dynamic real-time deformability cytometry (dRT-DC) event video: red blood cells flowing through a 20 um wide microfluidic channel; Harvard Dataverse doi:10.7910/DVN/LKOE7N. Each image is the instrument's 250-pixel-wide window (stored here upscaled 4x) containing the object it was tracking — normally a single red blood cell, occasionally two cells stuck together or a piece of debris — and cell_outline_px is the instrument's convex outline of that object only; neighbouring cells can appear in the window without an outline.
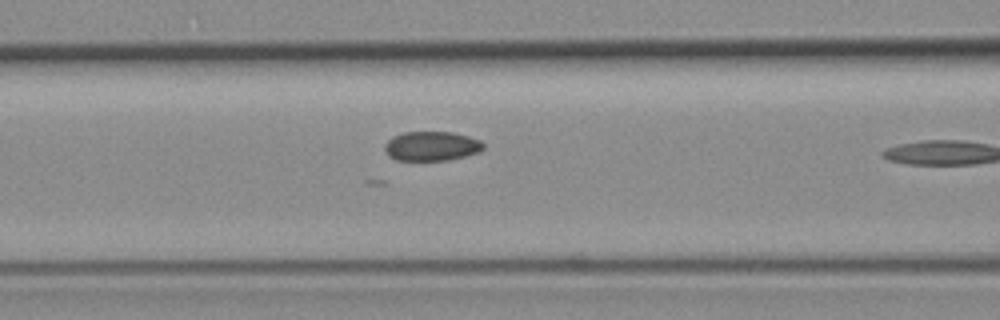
{"species": "common noctule bat (a hibernating species)", "species_latin": "Nyctalus noctula", "temperature_condition": "room temperature", "stored_images_in_passage": 7, "camera_frame_rate_fps": 3000, "um_per_image_px": 0.085, "animal": {"sex": "female", "body_mass_g": 19.3, "forearm_length_mm": 54.1}, "frame": {"image": 1, "passage_image": 6, "time_ms": 1.667, "image_size_px": [1000, 320], "cell_outline_px": [[484, 148], [480, 152], [448, 160], [396, 160], [388, 156], [384, 148], [384, 144], [392, 136], [404, 132], [452, 132], [468, 136], [480, 140], [484, 144]], "centroid_in_image_um": [36.67, 12.42], "position_along_channel_um": 129.9, "area_um2": 16.99}}